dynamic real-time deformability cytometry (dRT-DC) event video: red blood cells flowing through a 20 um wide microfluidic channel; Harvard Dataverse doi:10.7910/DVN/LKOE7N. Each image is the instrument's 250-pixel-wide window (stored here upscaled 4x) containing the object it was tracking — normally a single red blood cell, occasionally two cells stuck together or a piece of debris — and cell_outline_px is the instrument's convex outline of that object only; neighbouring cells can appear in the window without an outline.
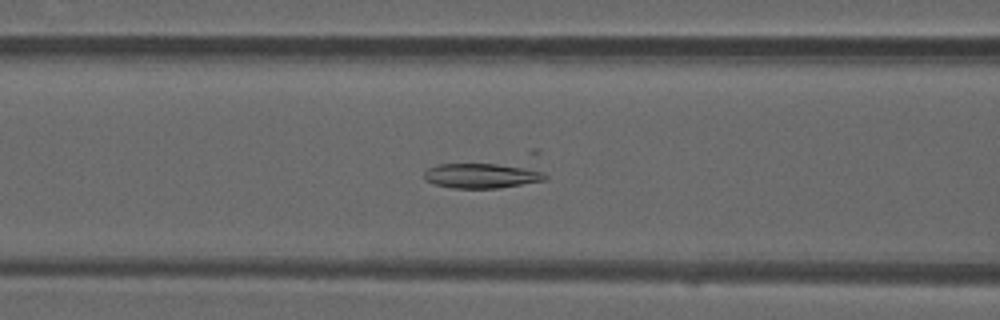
{"species": "common noctule bat (a hibernating species)", "species_latin": "Nyctalus noctula", "temperature_condition": "warm", "stored_images_in_passage": 51, "camera_frame_rate_fps": 3000, "um_per_image_px": 0.085, "animal": {"sex": "male", "forearm_length_mm": 52.5}, "frame": {"image": 1, "passage_image": 20, "time_ms": 6.333, "image_size_px": [1000, 320], "cell_outline_px": [[548, 180], [496, 188], [452, 188], [436, 184], [424, 180], [424, 172], [428, 168], [436, 164], [532, 148], [540, 148], [548, 176]], "centroid_in_image_um": [41.71, 14.51], "position_along_channel_um": 124.9, "area_um2": 25.55}}
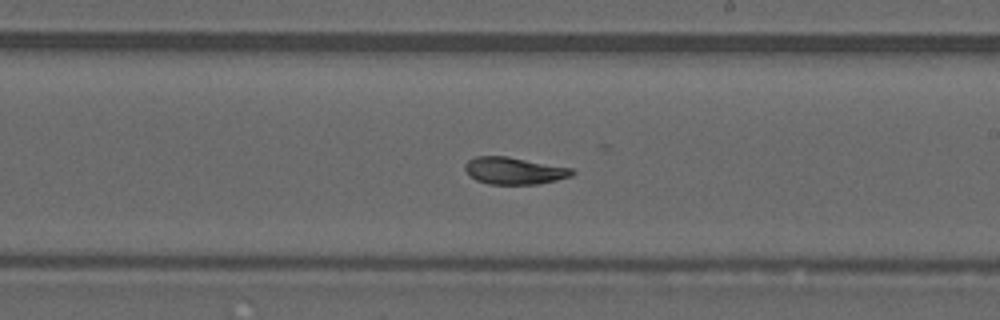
{"frame": {"image": 2, "passage_image": 29, "time_ms": 9.333, "image_size_px": [1000, 320], "cell_outline_px": [[576, 172], [572, 176], [556, 180], [536, 184], [488, 184], [476, 180], [464, 168], [464, 164], [468, 160], [476, 156], [508, 156], [572, 168]], "centroid_in_image_um": [43.72, 14.5], "position_along_channel_um": 245.3, "area_um2": 16.88}}
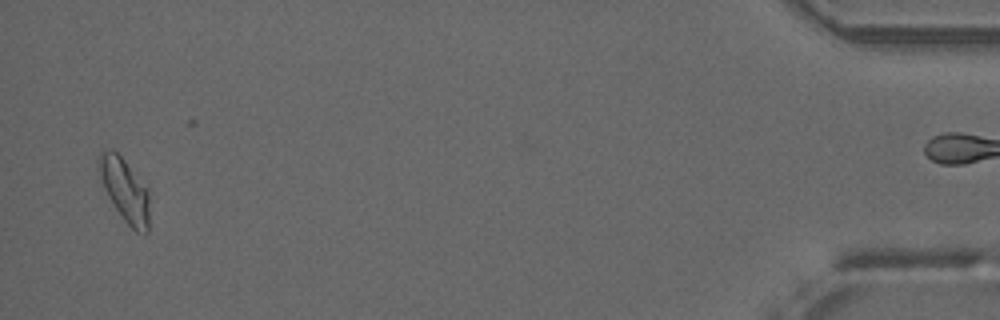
{"frame": {"image": 3, "passage_image": 49, "time_ms": 16.0, "image_size_px": [1000, 320], "cell_outline_px": [[148, 232], [136, 232], [124, 220], [108, 196], [104, 188], [100, 176], [100, 152], [112, 148], [124, 160], [148, 192]], "centroid_in_image_um": [10.6, 16.18], "position_along_channel_um": 424.6, "area_um2": 17.69}}